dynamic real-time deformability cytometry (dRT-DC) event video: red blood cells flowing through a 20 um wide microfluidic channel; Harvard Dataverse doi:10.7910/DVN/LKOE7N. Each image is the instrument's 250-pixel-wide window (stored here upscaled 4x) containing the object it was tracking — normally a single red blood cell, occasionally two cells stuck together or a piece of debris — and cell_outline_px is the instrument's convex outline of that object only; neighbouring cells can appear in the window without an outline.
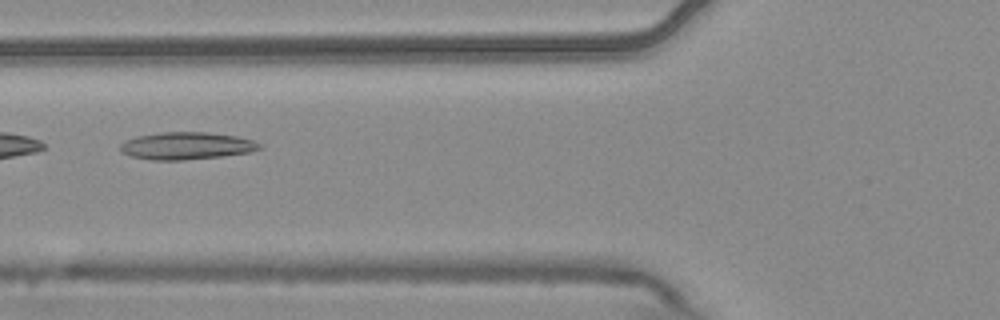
{"species": "common noctule bat (a hibernating species)", "species_latin": "Nyctalus noctula", "temperature_condition": "warm", "stored_images_in_passage": 6, "camera_frame_rate_fps": 3000, "um_per_image_px": 0.085, "animal": {"sex": "male", "body_mass_g": 20.4}, "frame": {"image": 1, "passage_image": 5, "time_ms": 1.333, "image_size_px": [1000, 320], "cell_outline_px": [[260, 148], [248, 152], [224, 156], [184, 160], [152, 160], [132, 156], [120, 152], [120, 144], [124, 140], [136, 136], [160, 132], [208, 132], [236, 136], [252, 140], [260, 144]], "centroid_in_image_um": [15.8, 12.39], "position_along_channel_um": 110.0, "area_um2": 22.2}}
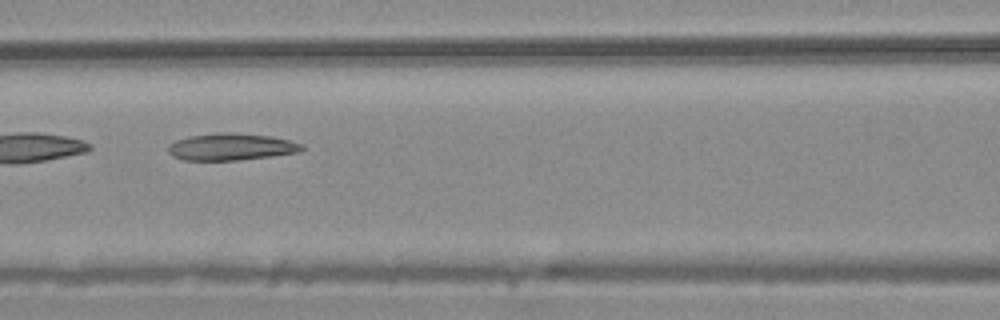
{"frame": {"image": 2, "passage_image": 6, "time_ms": 1.667, "image_size_px": [1000, 320], "cell_outline_px": [[304, 148], [300, 152], [236, 160], [184, 160], [172, 156], [168, 152], [168, 144], [176, 140], [188, 136], [232, 132], [268, 136], [288, 140], [304, 144]], "centroid_in_image_um": [19.62, 12.48], "position_along_channel_um": 147.0, "area_um2": 20.75}}